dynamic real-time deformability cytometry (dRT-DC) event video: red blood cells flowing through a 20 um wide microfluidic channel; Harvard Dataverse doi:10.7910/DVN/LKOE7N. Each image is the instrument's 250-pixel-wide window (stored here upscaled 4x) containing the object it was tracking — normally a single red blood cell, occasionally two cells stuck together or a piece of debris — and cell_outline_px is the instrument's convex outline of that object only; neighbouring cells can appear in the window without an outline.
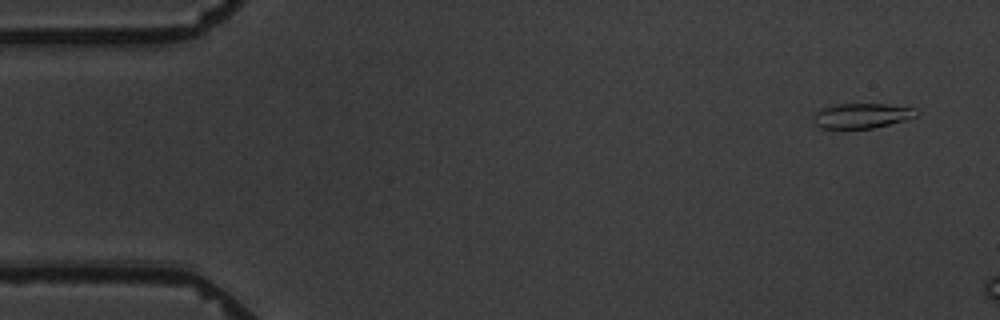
{"species": "common noctule bat (a hibernating species)", "species_latin": "Nyctalus noctula", "temperature_condition": "warm", "stored_images_in_passage": 4, "camera_frame_rate_fps": 3000, "um_per_image_px": 0.085, "animal": {"sex": "male", "body_mass_g": 19.5, "forearm_length_mm": 54.6}, "frame": {"image": 1, "passage_image": 1, "time_ms": 0.0, "image_size_px": [1000, 320], "cell_outline_px": [[920, 112], [916, 116], [904, 120], [872, 128], [820, 128], [812, 120], [812, 112], [820, 108], [836, 104], [884, 104], [916, 108]], "centroid_in_image_um": [73.2, 9.82], "position_along_channel_um": 11.8, "area_um2": 15.09}}